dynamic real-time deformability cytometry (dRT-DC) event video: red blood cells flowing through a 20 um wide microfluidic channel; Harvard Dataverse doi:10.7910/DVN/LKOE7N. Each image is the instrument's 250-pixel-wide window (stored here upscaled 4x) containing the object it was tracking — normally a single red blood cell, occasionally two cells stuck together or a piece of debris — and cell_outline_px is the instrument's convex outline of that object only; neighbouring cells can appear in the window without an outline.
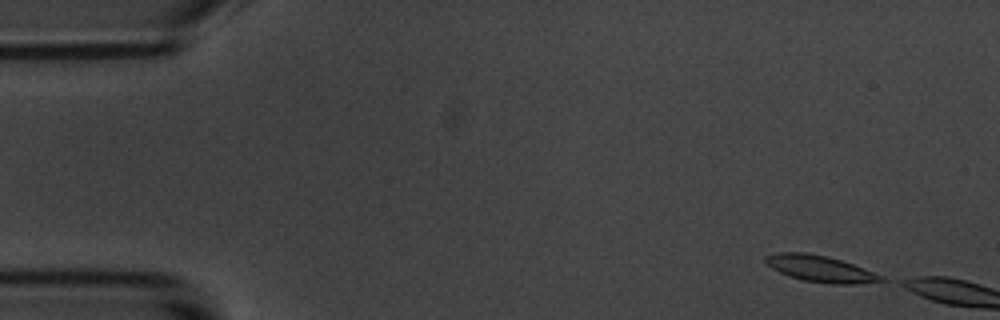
{"species": "common noctule bat (a hibernating species)", "species_latin": "Nyctalus noctula", "temperature_condition": "room temperature", "stored_images_in_passage": 11, "camera_frame_rate_fps": 3000, "um_per_image_px": 0.085, "animal": {"sex": "male", "body_mass_g": 20.1, "forearm_length_mm": 53.5}, "frame": {"image": 1, "passage_image": 1, "time_ms": 0.0, "image_size_px": [1000, 320], "cell_outline_px": [[892, 280], [856, 284], [832, 284], [804, 280], [788, 276], [772, 268], [764, 260], [764, 256], [776, 252], [808, 252], [828, 256], [852, 264], [884, 276]], "centroid_in_image_um": [69.75, 22.84], "position_along_channel_um": 15.2, "area_um2": 17.92}}